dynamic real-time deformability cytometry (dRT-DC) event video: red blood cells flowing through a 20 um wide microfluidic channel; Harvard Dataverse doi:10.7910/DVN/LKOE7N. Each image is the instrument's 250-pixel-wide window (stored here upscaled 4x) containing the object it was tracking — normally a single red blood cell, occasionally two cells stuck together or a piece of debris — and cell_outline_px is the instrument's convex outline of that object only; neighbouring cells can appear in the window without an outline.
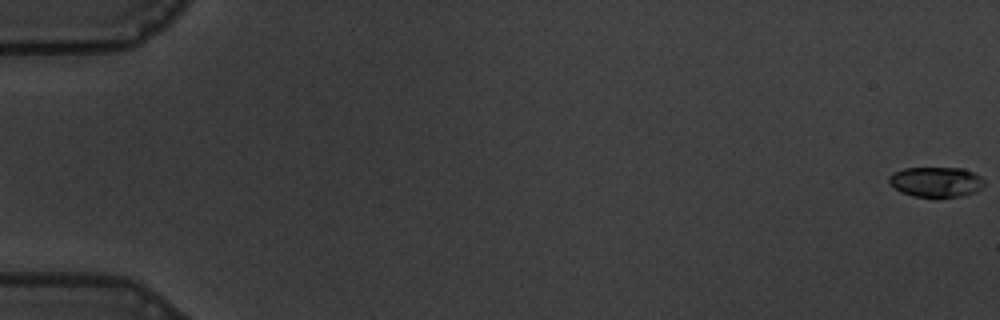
{"species": "common noctule bat (a hibernating species)", "species_latin": "Nyctalus noctula", "temperature_condition": "warm", "stored_images_in_passage": 59, "camera_frame_rate_fps": 3000, "um_per_image_px": 0.085, "animal": {"sex": "male", "body_mass_g": 19.5, "forearm_length_mm": 54.6}, "frame": {"image": 1, "passage_image": 1, "time_ms": 0.0, "image_size_px": [1000, 320], "cell_outline_px": [[984, 184], [976, 192], [960, 196], [936, 200], [912, 196], [900, 192], [888, 184], [888, 176], [892, 172], [904, 168], [964, 168], [980, 176], [984, 180]], "centroid_in_image_um": [79.51, 15.5], "position_along_channel_um": 5.5, "area_um2": 17.46}}
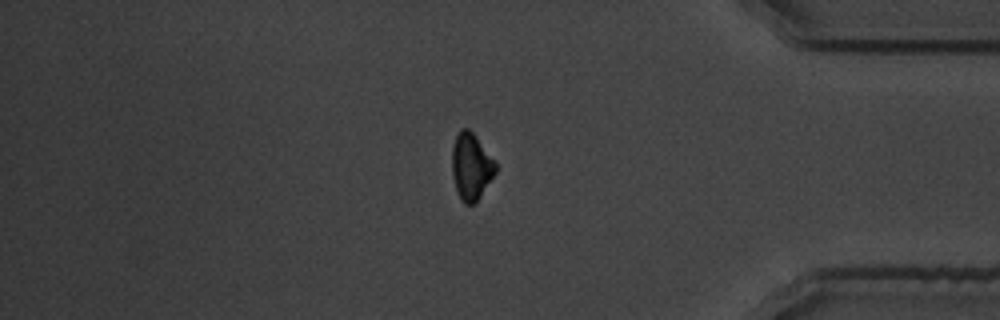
{"frame": {"image": 2, "passage_image": 50, "time_ms": 16.333, "image_size_px": [1000, 320], "cell_outline_px": [[496, 172], [476, 204], [464, 204], [460, 200], [452, 176], [452, 144], [460, 128], [468, 128], [476, 136], [496, 164]], "centroid_in_image_um": [40.03, 14.17], "position_along_channel_um": 395.2, "area_um2": 16.99}}
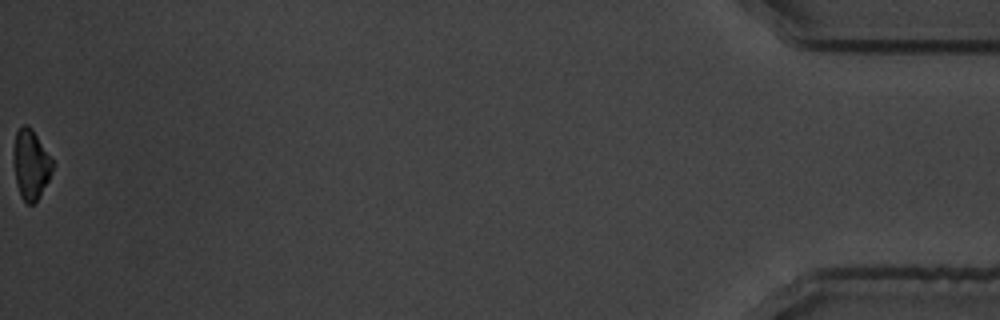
{"frame": {"image": 3, "passage_image": 59, "time_ms": 19.333, "image_size_px": [1000, 320], "cell_outline_px": [[56, 164], [40, 196], [32, 204], [28, 204], [20, 196], [16, 184], [12, 160], [12, 152], [16, 132], [24, 124], [28, 124], [32, 128]], "centroid_in_image_um": [2.61, 13.96], "position_along_channel_um": 432.6, "area_um2": 16.24}, "authors_computed_cell_mechanics": {"area_um2": 17.8602, "velocity_mm_per_s": 3.5955, "shape_relaxation_time_tau1_ms": 2.9637, "shape_relaxation_time_tau2_ms": 8.2064, "deformation_change_tau1": 0.1238, "deformation_change_tau2": 0.1152}}